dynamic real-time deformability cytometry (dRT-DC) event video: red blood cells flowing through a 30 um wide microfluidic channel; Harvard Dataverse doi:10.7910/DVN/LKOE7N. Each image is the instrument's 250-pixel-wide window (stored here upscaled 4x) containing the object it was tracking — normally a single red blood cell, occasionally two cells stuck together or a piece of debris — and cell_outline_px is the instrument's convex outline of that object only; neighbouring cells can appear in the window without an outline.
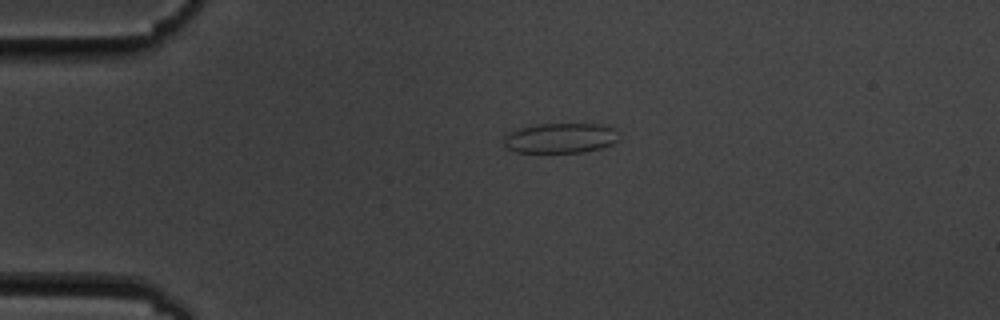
{"species": "common noctule bat (a hibernating species)", "species_latin": "Nyctalus noctula", "temperature_condition": "cold", "stored_images_in_passage": 2, "camera_frame_rate_fps": 3000, "um_per_image_px": 0.085, "animal": {"sex": "male", "body_mass_g": 19.5, "forearm_length_mm": 54.6}, "frame": {"image": 1, "passage_image": 1, "time_ms": 0.0, "image_size_px": [1000, 320], "cell_outline_px": [[620, 140], [612, 144], [600, 148], [584, 152], [516, 152], [508, 148], [504, 144], [504, 136], [508, 132], [520, 128], [536, 124], [604, 124], [612, 128]], "centroid_in_image_um": [47.63, 11.73], "position_along_channel_um": 37.4, "area_um2": 20.11}}